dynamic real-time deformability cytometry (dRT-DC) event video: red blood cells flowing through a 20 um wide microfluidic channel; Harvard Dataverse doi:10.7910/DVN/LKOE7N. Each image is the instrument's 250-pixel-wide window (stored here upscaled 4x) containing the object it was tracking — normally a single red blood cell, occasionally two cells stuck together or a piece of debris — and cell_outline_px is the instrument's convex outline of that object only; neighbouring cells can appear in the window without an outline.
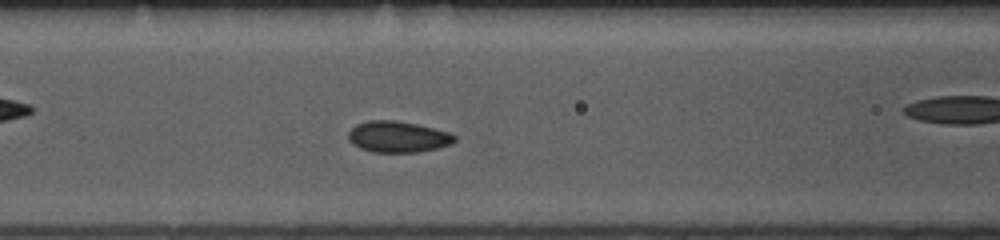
{"species": "common noctule bat (a hibernating species)", "species_latin": "Nyctalus noctula", "temperature_condition": "room temperature", "stored_images_in_passage": 46, "camera_frame_rate_fps": 3000, "um_per_image_px": 0.085, "animal": {"sex": "female", "body_mass_g": 10.0, "forearm_length_mm": 53.1}, "frame": {"image": 1, "passage_image": 14, "time_ms": 4.333, "image_size_px": [1000, 240], "cell_outline_px": [[456, 140], [452, 144], [436, 148], [416, 152], [372, 152], [360, 148], [352, 144], [348, 140], [348, 132], [356, 124], [368, 120], [392, 120], [416, 124], [452, 132], [456, 136]], "centroid_in_image_um": [33.82, 11.62], "position_along_channel_um": 132.8, "area_um2": 19.42}}
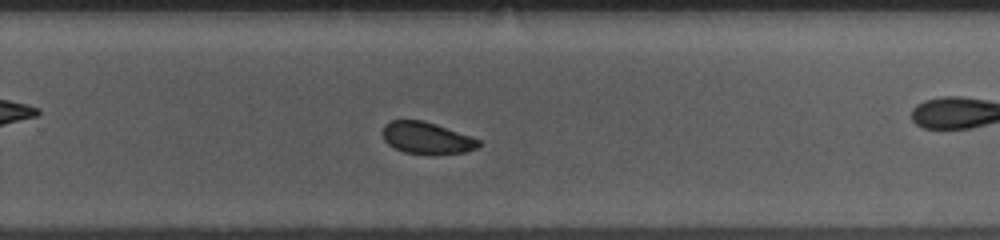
{"frame": {"image": 2, "passage_image": 27, "time_ms": 8.667, "image_size_px": [1000, 240], "cell_outline_px": [[480, 148], [464, 152], [432, 156], [404, 152], [388, 144], [384, 140], [384, 124], [392, 120], [424, 120], [436, 124], [480, 140]], "centroid_in_image_um": [36.29, 11.76], "position_along_channel_um": 293.5, "area_um2": 17.98}, "authors_computed_cell_mechanics": {"area_um2": 19.0162, "velocity_mm_per_s": 3.7166, "shape_relaxation_time_tau1_ms": 2.9496, "shape_relaxation_time_tau2_ms": 1.2361, "deformation_change_tau1": 0.0484, "deformation_change_tau2": 0.0456}}